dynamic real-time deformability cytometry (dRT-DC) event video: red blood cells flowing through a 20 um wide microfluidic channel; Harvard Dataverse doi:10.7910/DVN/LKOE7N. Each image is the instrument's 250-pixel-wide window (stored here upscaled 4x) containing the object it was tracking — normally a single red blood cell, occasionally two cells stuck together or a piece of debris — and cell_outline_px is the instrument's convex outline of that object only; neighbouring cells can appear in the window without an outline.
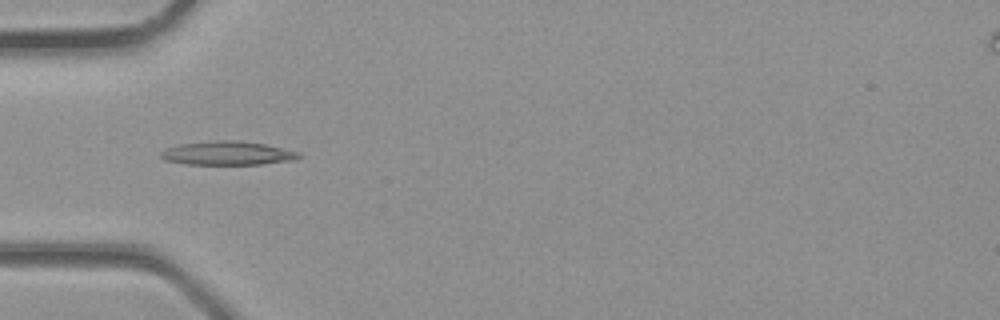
{"species": "common noctule bat (a hibernating species)", "species_latin": "Nyctalus noctula", "temperature_condition": "room temperature", "stored_images_in_passage": 3, "camera_frame_rate_fps": 3000, "um_per_image_px": 0.085, "animal": {"sex": "male", "body_mass_g": 23.1, "forearm_length_mm": 52.7}, "frame": {"image": 1, "passage_image": 3, "time_ms": 0.667, "image_size_px": [1000, 320], "cell_outline_px": [[300, 156], [296, 160], [260, 164], [188, 164], [164, 160], [160, 156], [160, 152], [164, 148], [176, 144], [216, 140], [236, 140], [264, 144], [300, 152]], "centroid_in_image_um": [19.29, 13.01], "position_along_channel_um": 65.7, "area_um2": 19.19}}